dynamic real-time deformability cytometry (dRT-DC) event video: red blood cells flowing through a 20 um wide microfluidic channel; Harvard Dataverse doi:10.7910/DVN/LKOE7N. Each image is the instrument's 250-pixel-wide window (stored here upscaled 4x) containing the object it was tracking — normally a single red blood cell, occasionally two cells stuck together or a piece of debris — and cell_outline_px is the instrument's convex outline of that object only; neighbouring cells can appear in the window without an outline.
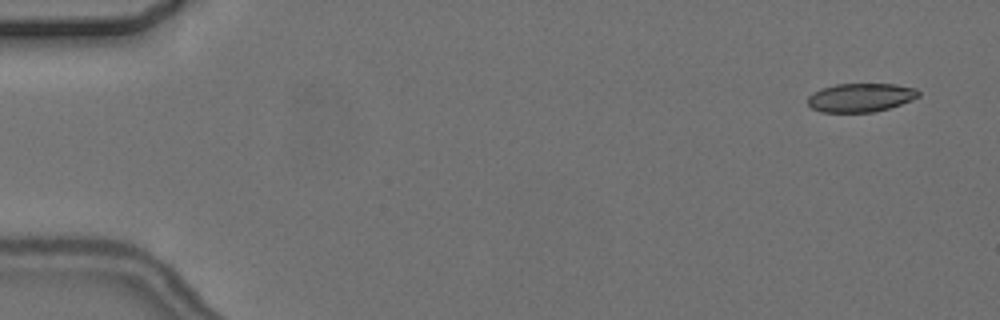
{"species": "common noctule bat (a hibernating species)", "species_latin": "Nyctalus noctula", "temperature_condition": "cold", "stored_images_in_passage": 5, "camera_frame_rate_fps": 3000, "um_per_image_px": 0.085, "animal": {"sex": "female", "body_mass_g": 24.6, "forearm_length_mm": 56.2}, "frame": {"image": 1, "passage_image": 1, "time_ms": 0.0, "image_size_px": [1000, 320], "cell_outline_px": [[920, 96], [912, 100], [888, 108], [872, 112], [820, 112], [812, 108], [808, 104], [808, 96], [812, 92], [820, 88], [836, 84], [896, 84], [916, 88], [920, 92]], "centroid_in_image_um": [73.14, 8.28], "position_along_channel_um": 11.9, "area_um2": 18.61}}